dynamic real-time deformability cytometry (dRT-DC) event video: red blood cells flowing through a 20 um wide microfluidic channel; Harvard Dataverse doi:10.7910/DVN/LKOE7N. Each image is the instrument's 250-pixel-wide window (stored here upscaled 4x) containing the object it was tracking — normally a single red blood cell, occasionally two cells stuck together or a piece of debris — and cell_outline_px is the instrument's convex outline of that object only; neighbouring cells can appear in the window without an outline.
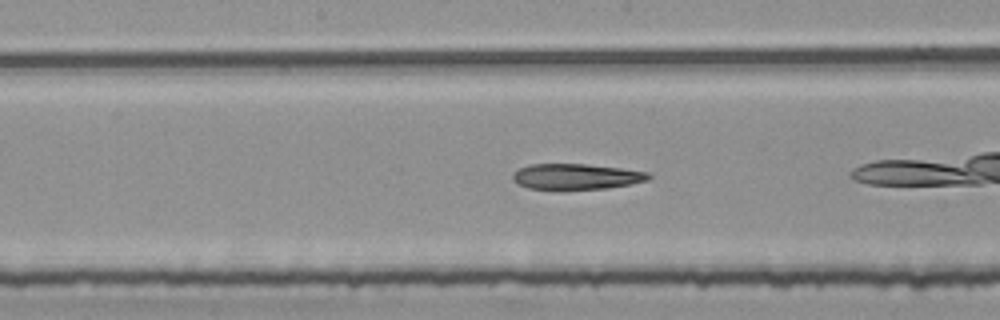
{"species": "common noctule bat (a hibernating species)", "species_latin": "Nyctalus noctula", "temperature_condition": "room temperature", "stored_images_in_passage": 30, "camera_frame_rate_fps": 3000, "um_per_image_px": 0.085, "animal": {"sex": "female", "body_mass_g": 25.1}, "frame": {"image": 1, "passage_image": 11, "time_ms": 3.333, "image_size_px": [1000, 320], "cell_outline_px": [[652, 176], [648, 180], [632, 184], [608, 188], [528, 188], [512, 180], [512, 176], [520, 168], [532, 164], [584, 164], [620, 168], [648, 172]], "centroid_in_image_um": [49.03, 14.99], "position_along_channel_um": 199.2, "area_um2": 19.83}}
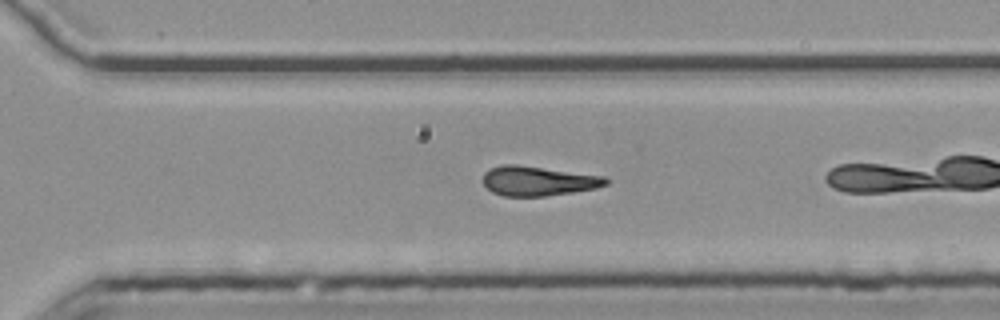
{"frame": {"image": 2, "passage_image": 21, "time_ms": 6.667, "image_size_px": [1000, 320], "cell_outline_px": [[608, 184], [596, 188], [572, 192], [544, 196], [504, 196], [492, 192], [484, 184], [484, 172], [488, 168], [504, 164], [516, 164], [604, 176], [608, 180]], "centroid_in_image_um": [45.72, 15.37], "position_along_channel_um": 324.9, "area_um2": 21.1}}
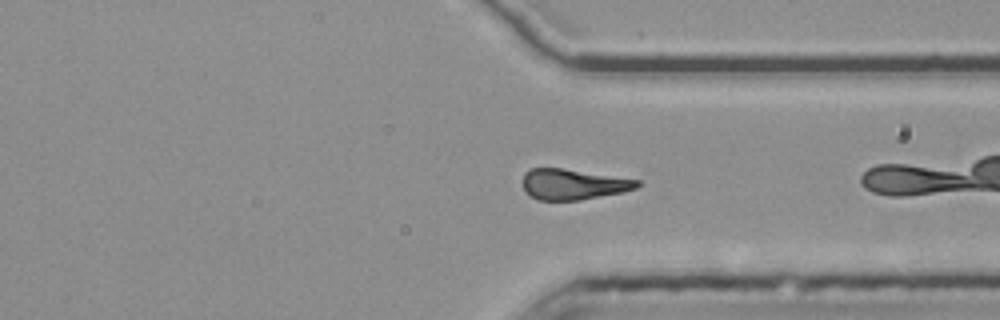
{"frame": {"image": 3, "passage_image": 24, "time_ms": 7.667, "image_size_px": [1000, 320], "cell_outline_px": [[644, 184], [636, 188], [620, 192], [580, 200], [536, 200], [524, 188], [524, 172], [528, 168], [560, 168], [640, 180]], "centroid_in_image_um": [48.73, 15.66], "position_along_channel_um": 362.7, "area_um2": 20.17}}